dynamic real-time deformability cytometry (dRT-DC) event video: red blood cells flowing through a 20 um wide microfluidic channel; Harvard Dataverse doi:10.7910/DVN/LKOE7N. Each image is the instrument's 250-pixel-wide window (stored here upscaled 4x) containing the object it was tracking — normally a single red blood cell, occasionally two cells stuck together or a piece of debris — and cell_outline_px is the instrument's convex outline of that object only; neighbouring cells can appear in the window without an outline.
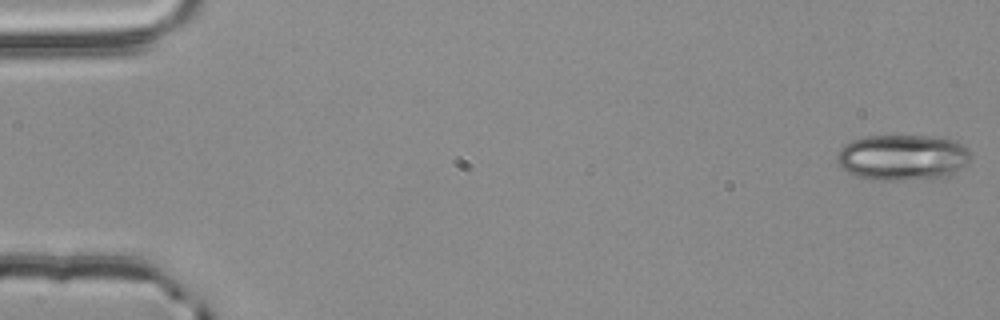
{"species": "common noctule bat (a hibernating species)", "species_latin": "Nyctalus noctula", "temperature_condition": "room temperature", "stored_images_in_passage": 55, "camera_frame_rate_fps": 3000, "um_per_image_px": 0.085, "animal": {"sex": "male", "body_mass_g": 20.4}, "frame": {"image": 1, "passage_image": 1, "time_ms": 0.0, "image_size_px": [1000, 320], "cell_outline_px": [[972, 160], [968, 164], [948, 176], [936, 180], [880, 180], [860, 176], [848, 172], [840, 168], [836, 160], [836, 152], [844, 144], [852, 140], [868, 136], [932, 136], [956, 140], [968, 148], [972, 152]], "centroid_in_image_um": [76.78, 13.39], "position_along_channel_um": 8.2, "area_um2": 36.53}}
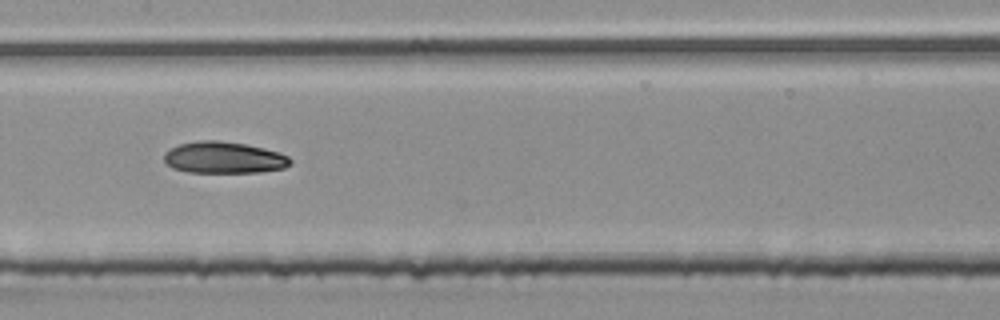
{"frame": {"image": 2, "passage_image": 28, "time_ms": 9.0, "image_size_px": [1000, 320], "cell_outline_px": [[292, 164], [284, 168], [260, 172], [188, 172], [172, 168], [164, 160], [164, 152], [168, 148], [180, 144], [200, 140], [220, 140], [248, 144], [280, 152], [288, 156], [292, 160]], "centroid_in_image_um": [19.04, 13.38], "position_along_channel_um": 188.4, "area_um2": 23.52}}
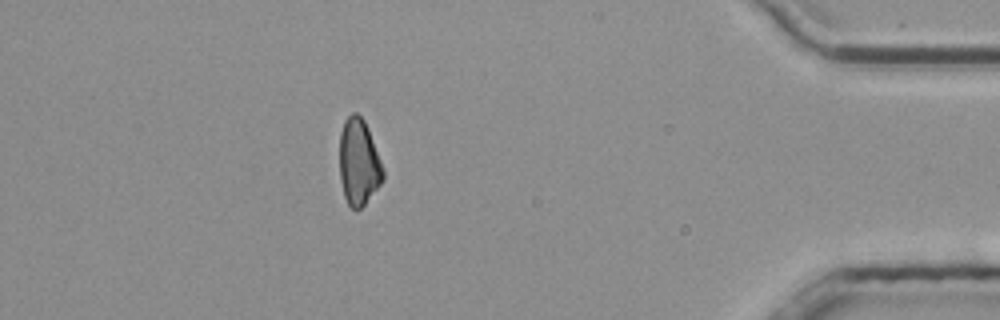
{"frame": {"image": 3, "passage_image": 49, "time_ms": 16.0, "image_size_px": [1000, 320], "cell_outline_px": [[384, 180], [364, 204], [360, 208], [352, 208], [348, 204], [344, 196], [340, 180], [340, 132], [344, 120], [352, 112], [356, 112], [364, 120], [384, 168]], "centroid_in_image_um": [30.49, 13.78], "position_along_channel_um": 404.7, "area_um2": 21.79}}